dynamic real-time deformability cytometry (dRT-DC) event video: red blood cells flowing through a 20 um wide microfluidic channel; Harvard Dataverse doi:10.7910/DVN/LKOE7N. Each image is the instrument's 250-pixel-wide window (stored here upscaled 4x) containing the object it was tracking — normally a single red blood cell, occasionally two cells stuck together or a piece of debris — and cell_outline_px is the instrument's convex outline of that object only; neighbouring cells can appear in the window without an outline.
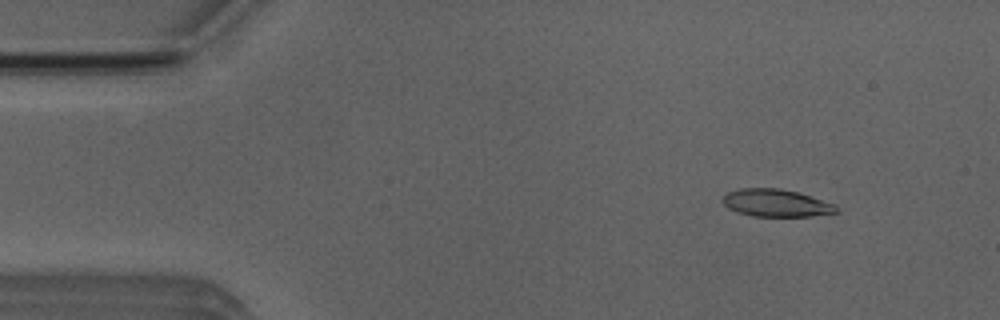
{"species": "Egyptian fruit bat (a non-hibernating species)", "species_latin": "Rousettus aegyptiacus", "temperature_condition": "room temperature", "stored_images_in_passage": 52, "camera_frame_rate_fps": 3000, "um_per_image_px": 0.085, "animal": {"sex": "male"}, "frame": {"image": 1, "passage_image": 6, "time_ms": 1.667, "image_size_px": [1000, 320], "cell_outline_px": [[840, 212], [812, 216], [752, 216], [736, 212], [728, 208], [724, 204], [724, 196], [728, 192], [740, 188], [780, 188], [796, 192], [836, 204]], "centroid_in_image_um": [65.99, 17.26], "position_along_channel_um": 19.0, "area_um2": 18.15}}
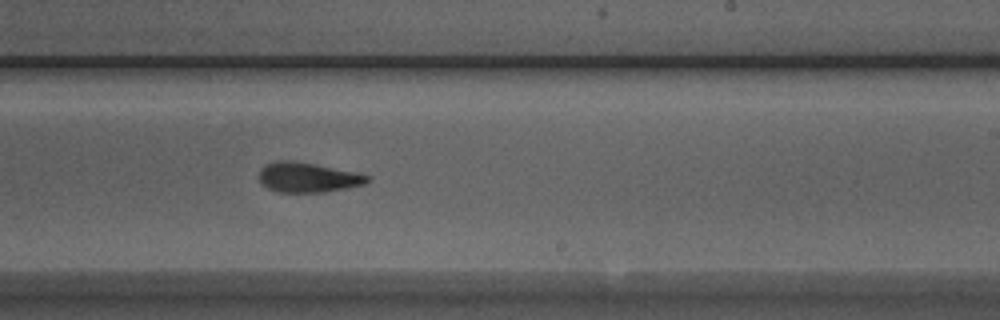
{"frame": {"image": 2, "passage_image": 31, "time_ms": 10.0, "image_size_px": [1000, 320], "cell_outline_px": [[372, 180], [364, 184], [348, 188], [324, 192], [276, 192], [260, 184], [260, 168], [264, 164], [276, 160], [292, 160], [316, 164], [360, 172], [372, 176]], "centroid_in_image_um": [26.2, 15.06], "position_along_channel_um": 262.8, "area_um2": 19.36}}
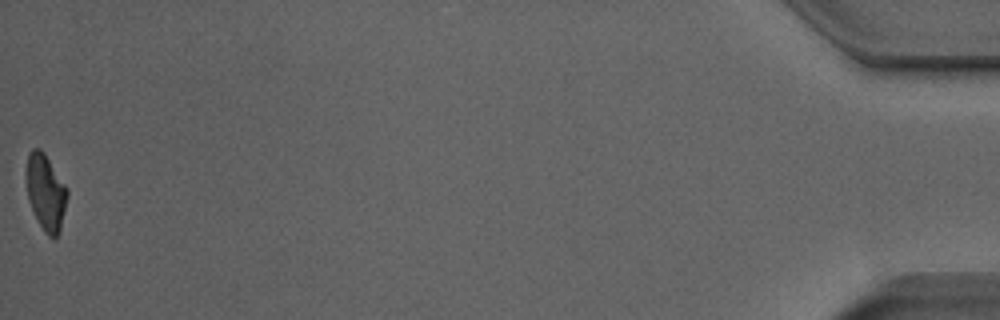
{"frame": {"image": 3, "passage_image": 52, "time_ms": 17.0, "image_size_px": [1000, 320], "cell_outline_px": [[68, 196], [60, 232], [56, 240], [52, 240], [44, 232], [32, 208], [28, 196], [28, 152], [32, 148], [40, 148], [44, 152], [68, 188]], "centroid_in_image_um": [3.94, 16.39], "position_along_channel_um": 431.3, "area_um2": 17.98}, "authors_computed_cell_mechanics": {"area_um2": 18.9295, "velocity_mm_per_s": 3.9376, "shape_relaxation_time_tau1_ms": 6.3178, "shape_relaxation_time_tau2_ms": 2.12, "deformation_change_tau1": 0.2036, "deformation_change_tau2": 0.1084}}